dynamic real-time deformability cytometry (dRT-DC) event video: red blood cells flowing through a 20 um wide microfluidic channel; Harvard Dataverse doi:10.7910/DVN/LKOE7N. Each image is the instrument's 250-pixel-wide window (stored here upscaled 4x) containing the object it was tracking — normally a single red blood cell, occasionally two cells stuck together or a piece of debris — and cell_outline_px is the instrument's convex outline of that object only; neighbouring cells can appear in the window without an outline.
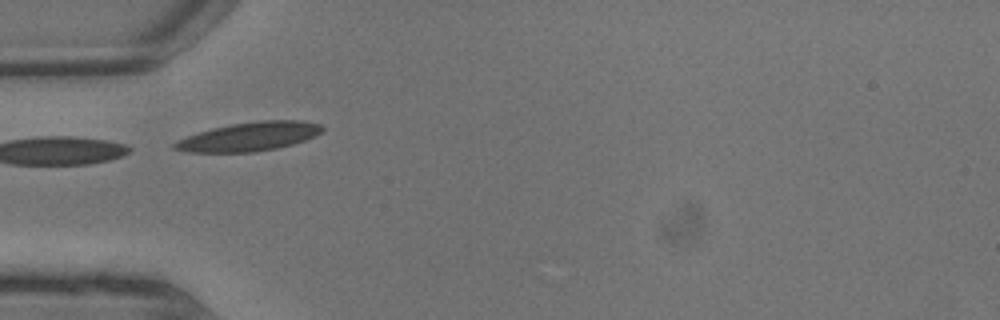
{"species": "common noctule bat (a hibernating species)", "species_latin": "Nyctalus noctula", "temperature_condition": "warm", "stored_images_in_passage": 7, "camera_frame_rate_fps": 3000, "um_per_image_px": 0.085, "animal": {"sex": "male", "body_mass_g": 13.3}, "frame": {"image": 1, "passage_image": 4, "time_ms": 1.0, "image_size_px": [1000, 320], "cell_outline_px": [[324, 128], [316, 136], [292, 144], [276, 148], [252, 152], [188, 152], [172, 148], [172, 144], [188, 136], [212, 128], [232, 124], [260, 120], [300, 120], [320, 124]], "centroid_in_image_um": [21.21, 11.6], "position_along_channel_um": 63.8, "area_um2": 24.51}}